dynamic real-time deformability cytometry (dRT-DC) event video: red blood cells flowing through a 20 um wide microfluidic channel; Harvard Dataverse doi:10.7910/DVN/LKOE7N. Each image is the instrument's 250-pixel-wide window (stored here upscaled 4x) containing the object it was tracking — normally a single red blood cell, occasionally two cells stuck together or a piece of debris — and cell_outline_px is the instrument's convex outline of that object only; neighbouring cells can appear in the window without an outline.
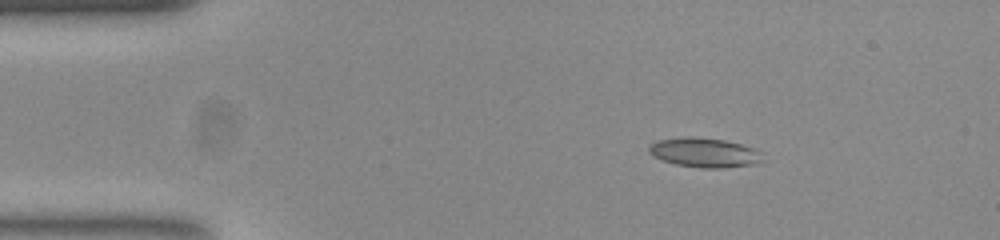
{"species": "common noctule bat (a hibernating species)", "species_latin": "Nyctalus noctula", "temperature_condition": "room temperature", "stored_images_in_passage": 45, "camera_frame_rate_fps": 3000, "um_per_image_px": 0.085, "animal": {"sex": "female", "body_mass_g": 23.0, "forearm_length_mm": 53.4}, "frame": {"image": 1, "passage_image": 1, "time_ms": 0.0, "image_size_px": [1000, 240], "cell_outline_px": [[764, 160], [756, 164], [720, 168], [700, 168], [676, 164], [664, 160], [648, 152], [648, 144], [656, 140], [684, 136], [692, 136], [724, 140], [756, 148], [764, 152]], "centroid_in_image_um": [59.92, 12.96], "position_along_channel_um": 25.1, "area_um2": 19.83}}
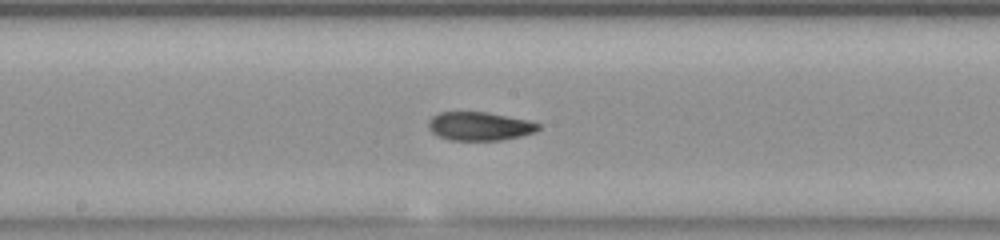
{"frame": {"image": 2, "passage_image": 20, "time_ms": 6.333, "image_size_px": [1000, 240], "cell_outline_px": [[540, 128], [536, 132], [520, 136], [500, 140], [448, 140], [432, 132], [428, 128], [428, 120], [432, 116], [440, 112], [488, 112], [528, 120], [540, 124]], "centroid_in_image_um": [40.76, 10.72], "position_along_channel_um": 207.4, "area_um2": 18.32}}
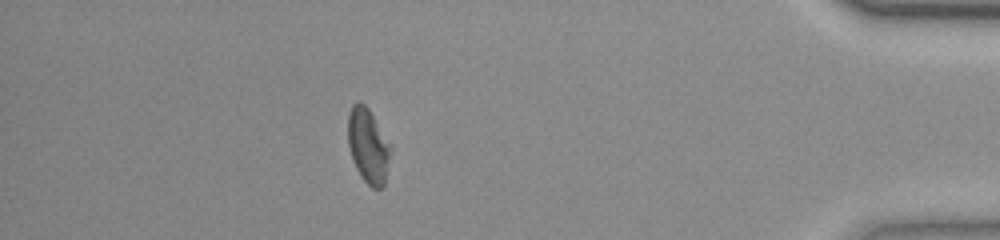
{"frame": {"image": 3, "passage_image": 39, "time_ms": 12.667, "image_size_px": [1000, 240], "cell_outline_px": [[392, 148], [384, 184], [380, 188], [372, 188], [364, 180], [356, 168], [348, 144], [348, 112], [352, 104], [356, 100], [360, 100], [368, 108]], "centroid_in_image_um": [31.28, 12.35], "position_along_channel_um": 403.9, "area_um2": 18.38}, "authors_computed_cell_mechanics": {"area_um2": 18.3226, "velocity_mm_per_s": 3.8867, "shape_relaxation_time_tau1_ms": 7.8947, "shape_relaxation_time_tau2_ms": 3.1552, "deformation_change_tau1": 0.1799, "deformation_change_tau2": 0.0817}}